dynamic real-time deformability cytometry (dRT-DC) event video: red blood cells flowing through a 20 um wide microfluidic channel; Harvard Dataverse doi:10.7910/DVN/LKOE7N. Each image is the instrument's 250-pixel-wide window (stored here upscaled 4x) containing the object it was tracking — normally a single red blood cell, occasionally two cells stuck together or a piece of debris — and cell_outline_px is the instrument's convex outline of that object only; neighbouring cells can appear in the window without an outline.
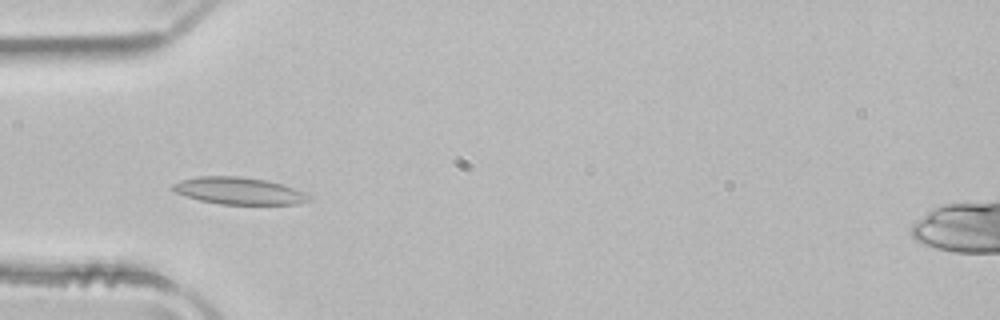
{"species": "common noctule bat (a hibernating species)", "species_latin": "Nyctalus noctula", "temperature_condition": "room temperature", "stored_images_in_passage": 26, "camera_frame_rate_fps": 3000, "um_per_image_px": 0.085, "animal": {"sex": "male", "body_mass_g": 21.5, "forearm_length_mm": 52.0}, "frame": {"image": 1, "passage_image": 2, "time_ms": 0.333, "image_size_px": [1000, 320], "cell_outline_px": [[308, 200], [300, 204], [220, 204], [200, 200], [172, 192], [172, 184], [180, 180], [200, 176], [236, 176], [264, 180], [280, 184], [304, 192], [308, 196]], "centroid_in_image_um": [20.23, 16.22], "position_along_channel_um": 64.8, "area_um2": 21.15}}
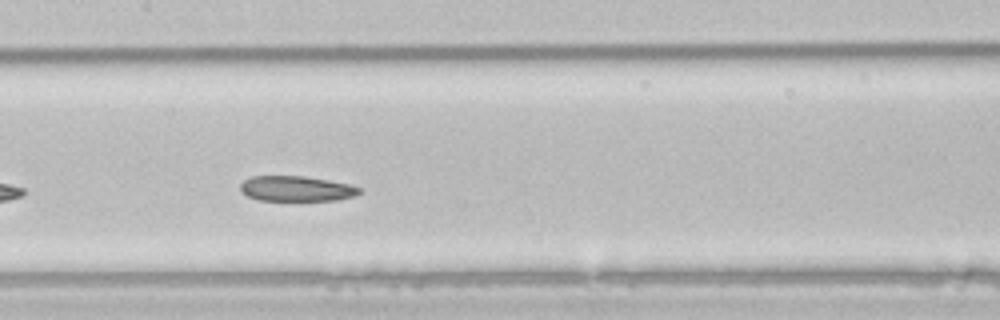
{"frame": {"image": 2, "passage_image": 11, "time_ms": 3.333, "image_size_px": [1000, 320], "cell_outline_px": [[360, 192], [356, 196], [336, 200], [260, 200], [248, 196], [240, 192], [240, 184], [244, 180], [252, 176], [304, 176], [352, 184], [360, 188]], "centroid_in_image_um": [25.2, 16.03], "position_along_channel_um": 182.2, "area_um2": 17.57}}
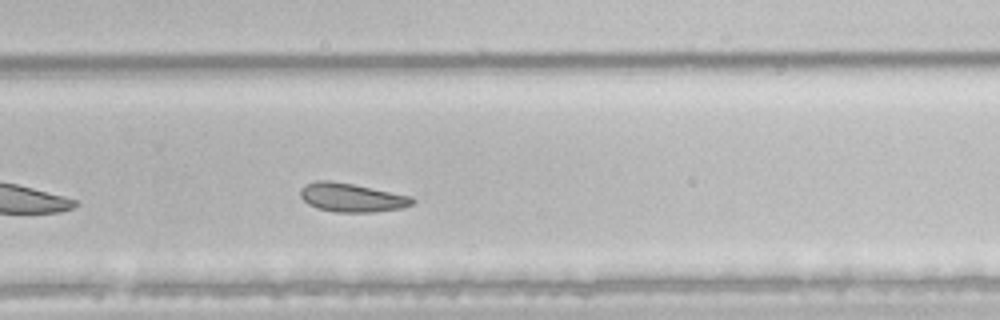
{"frame": {"image": 3, "passage_image": 20, "time_ms": 6.333, "image_size_px": [1000, 320], "cell_outline_px": [[416, 200], [412, 204], [400, 208], [372, 212], [336, 212], [320, 208], [308, 204], [300, 196], [300, 188], [304, 184], [316, 180], [328, 180], [352, 184], [412, 196]], "centroid_in_image_um": [29.87, 16.78], "position_along_channel_um": 299.9, "area_um2": 18.61}, "authors_computed_cell_mechanics": {"area_um2": 18.8717, "velocity_mm_per_s": 3.9463, "shape_relaxation_time_tau1_ms": 4.8608, "shape_relaxation_time_tau2_ms": 5.3305, "deformation_change_tau1": 0.0997, "deformation_change_tau2": 0.1129}}